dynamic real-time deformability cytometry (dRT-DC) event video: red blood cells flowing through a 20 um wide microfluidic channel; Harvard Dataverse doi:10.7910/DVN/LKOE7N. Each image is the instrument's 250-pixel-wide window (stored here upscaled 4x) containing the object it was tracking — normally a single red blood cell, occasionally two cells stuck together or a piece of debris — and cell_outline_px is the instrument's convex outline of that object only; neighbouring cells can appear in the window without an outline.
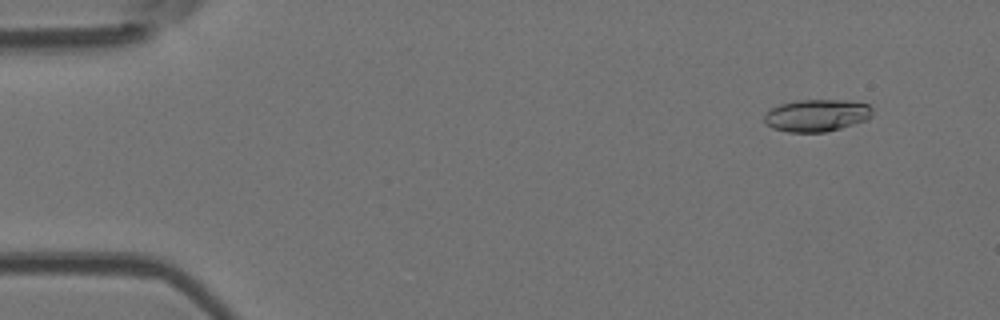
{"species": "Egyptian fruit bat (a non-hibernating species)", "species_latin": "Rousettus aegyptiacus", "temperature_condition": "room temperature", "stored_images_in_passage": 54, "camera_frame_rate_fps": 3000, "um_per_image_px": 0.085, "animal": {"sex": "female"}, "frame": {"image": 1, "passage_image": 5, "time_ms": 1.333, "image_size_px": [1000, 320], "cell_outline_px": [[872, 116], [868, 120], [840, 128], [824, 132], [788, 132], [772, 128], [764, 124], [764, 116], [768, 108], [780, 104], [796, 100], [848, 100], [868, 104], [872, 108]], "centroid_in_image_um": [69.39, 9.8], "position_along_channel_um": 15.6, "area_um2": 20.58}}
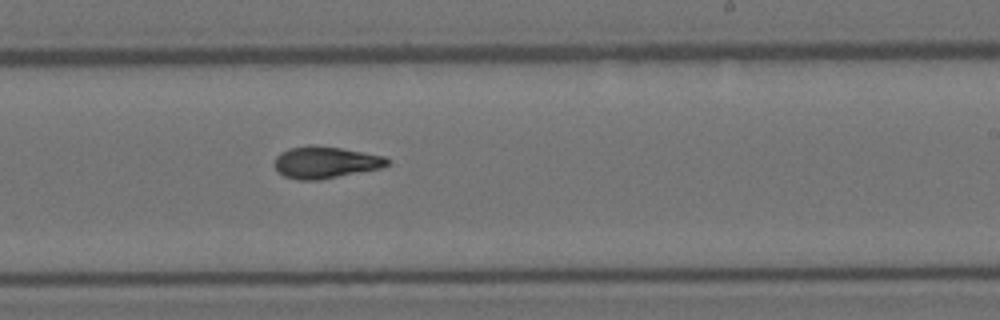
{"frame": {"image": 2, "passage_image": 33, "time_ms": 10.667, "image_size_px": [1000, 320], "cell_outline_px": [[388, 164], [380, 168], [320, 180], [296, 180], [284, 176], [276, 168], [276, 156], [280, 152], [288, 148], [308, 144], [312, 144], [340, 148], [384, 156], [388, 160]], "centroid_in_image_um": [27.62, 13.79], "position_along_channel_um": 261.4, "area_um2": 20.81}}
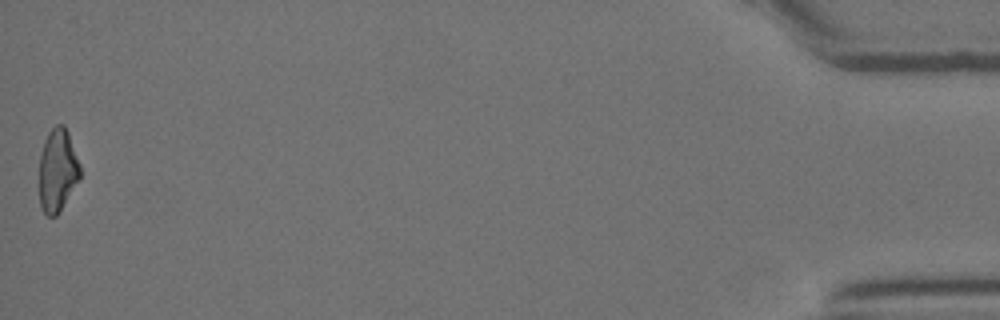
{"frame": {"image": 3, "passage_image": 54, "time_ms": 17.667, "image_size_px": [1000, 320], "cell_outline_px": [[80, 176], [56, 216], [48, 216], [44, 212], [40, 204], [40, 156], [44, 140], [48, 132], [56, 124], [64, 124], [68, 132], [80, 164]], "centroid_in_image_um": [4.88, 14.42], "position_along_channel_um": 430.3, "area_um2": 19.36}, "authors_computed_cell_mechanics": {"area_um2": 20.4323, "velocity_mm_per_s": 3.7888, "shape_relaxation_time_tau1_ms": 11.0871, "shape_relaxation_time_tau2_ms": 3.83, "deformation_change_tau1": 0.2948, "deformation_change_tau2": 0.1055}}